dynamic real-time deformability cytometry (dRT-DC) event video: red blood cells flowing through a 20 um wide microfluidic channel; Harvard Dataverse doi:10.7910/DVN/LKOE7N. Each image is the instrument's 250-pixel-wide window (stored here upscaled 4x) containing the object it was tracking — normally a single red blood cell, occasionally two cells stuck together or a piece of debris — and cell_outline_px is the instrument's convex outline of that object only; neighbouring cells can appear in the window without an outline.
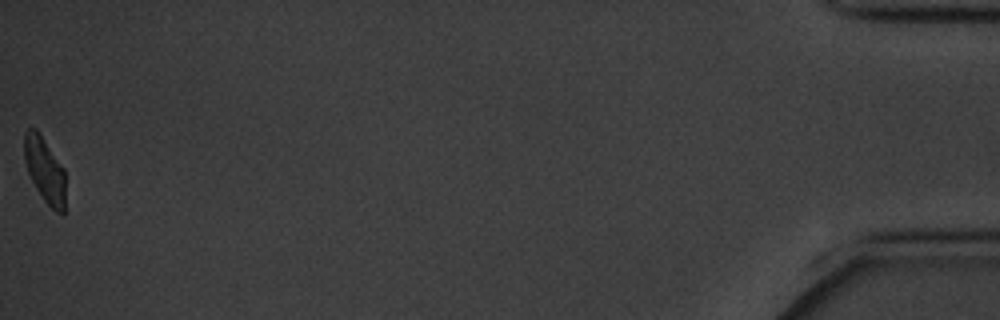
{"species": "common noctule bat (a hibernating species)", "species_latin": "Nyctalus noctula", "temperature_condition": "cold", "stored_images_in_passage": 44, "camera_frame_rate_fps": 3000, "um_per_image_px": 0.085, "animal": {"sex": "male", "body_mass_g": 20.1, "forearm_length_mm": 53.5}, "frame": {"image": 1, "passage_image": 44, "time_ms": 14.333, "image_size_px": [1000, 320], "cell_outline_px": [[64, 212], [56, 212], [44, 200], [36, 188], [28, 172], [24, 160], [24, 132], [28, 128], [36, 128], [64, 168]], "centroid_in_image_um": [3.78, 14.41], "position_along_channel_um": 431.4, "area_um2": 15.43}, "authors_computed_cell_mechanics": {"area_um2": 17.7446, "velocity_mm_per_s": 3.4374, "shape_relaxation_time_tau1_ms": 2.1272, "shape_relaxation_time_tau2_ms": 3.1719, "deformation_change_tau1": 0.1502, "deformation_change_tau2": 0.0993}}